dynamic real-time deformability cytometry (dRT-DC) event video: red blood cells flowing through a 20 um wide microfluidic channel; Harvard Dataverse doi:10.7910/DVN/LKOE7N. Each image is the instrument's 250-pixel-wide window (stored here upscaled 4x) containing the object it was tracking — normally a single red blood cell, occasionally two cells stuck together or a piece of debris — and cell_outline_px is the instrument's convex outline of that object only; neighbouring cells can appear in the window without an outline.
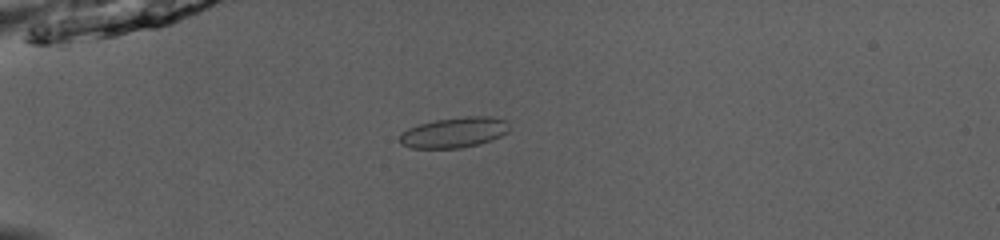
{"species": "common noctule bat (a hibernating species)", "species_latin": "Nyctalus noctula", "temperature_condition": "room temperature", "stored_images_in_passage": 52, "camera_frame_rate_fps": 3000, "um_per_image_px": 0.085, "animal": {"sex": "male", "body_mass_g": 13.0, "forearm_length_mm": 53.1}, "frame": {"image": 1, "passage_image": 16, "time_ms": 5.0, "image_size_px": [1000, 240], "cell_outline_px": [[512, 128], [508, 132], [492, 140], [480, 144], [460, 148], [412, 148], [400, 144], [396, 140], [400, 132], [408, 128], [420, 124], [436, 120], [464, 116], [492, 116], [508, 120]], "centroid_in_image_um": [38.62, 11.25], "position_along_channel_um": 46.4, "area_um2": 19.94}}
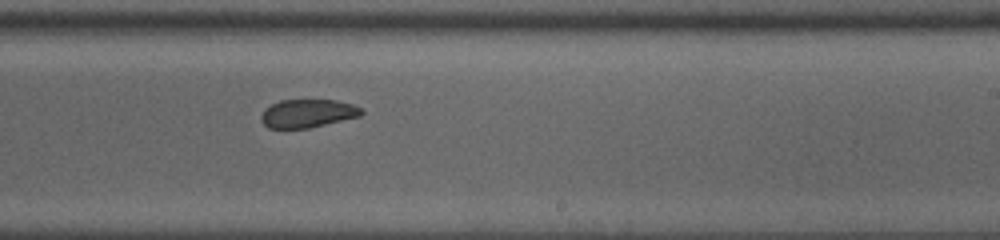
{"frame": {"image": 2, "passage_image": 34, "time_ms": 11.0, "image_size_px": [1000, 240], "cell_outline_px": [[364, 112], [360, 116], [308, 128], [268, 128], [260, 120], [260, 116], [264, 108], [280, 100], [336, 100], [352, 104], [360, 108]], "centroid_in_image_um": [26.11, 9.63], "position_along_channel_um": 262.9, "area_um2": 16.47}}
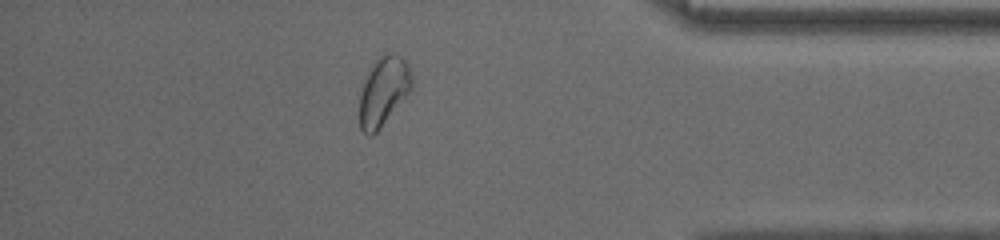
{"frame": {"image": 3, "passage_image": 46, "time_ms": 15.0, "image_size_px": [1000, 240], "cell_outline_px": [[412, 88], [380, 128], [376, 132], [368, 136], [360, 128], [360, 92], [364, 80], [372, 64], [380, 56], [388, 52], [392, 52], [404, 56], [408, 64], [412, 76]], "centroid_in_image_um": [32.6, 7.7], "position_along_channel_um": 402.6, "area_um2": 20.92}, "authors_computed_cell_mechanics": {"area_um2": 19.2185, "velocity_mm_per_s": 4.0434, "shape_relaxation_time_tau1_ms": null, "shape_relaxation_time_tau2_ms": 1.2405, "deformation_change_tau1": null, "deformation_change_tau2": 0.0472}}